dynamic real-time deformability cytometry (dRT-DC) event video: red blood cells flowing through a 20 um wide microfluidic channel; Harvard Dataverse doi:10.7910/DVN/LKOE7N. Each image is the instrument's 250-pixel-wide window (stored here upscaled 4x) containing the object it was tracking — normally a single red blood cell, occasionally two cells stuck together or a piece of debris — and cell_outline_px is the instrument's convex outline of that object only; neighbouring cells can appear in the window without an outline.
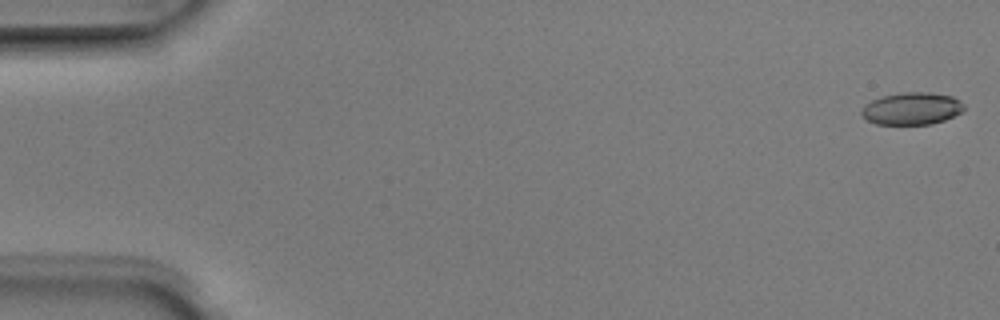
{"species": "Egyptian fruit bat (a non-hibernating species)", "species_latin": "Rousettus aegyptiacus", "temperature_condition": "room temperature", "stored_images_in_passage": 7, "camera_frame_rate_fps": 3000, "um_per_image_px": 0.085, "animal": {"sex": "male"}, "frame": {"image": 1, "passage_image": 1, "time_ms": 0.0, "image_size_px": [1000, 320], "cell_outline_px": [[964, 108], [960, 112], [944, 120], [932, 124], [876, 124], [868, 120], [860, 112], [864, 104], [872, 100], [884, 96], [900, 92], [928, 92], [952, 96], [960, 100], [964, 104]], "centroid_in_image_um": [77.5, 9.22], "position_along_channel_um": 7.5, "area_um2": 19.19}}
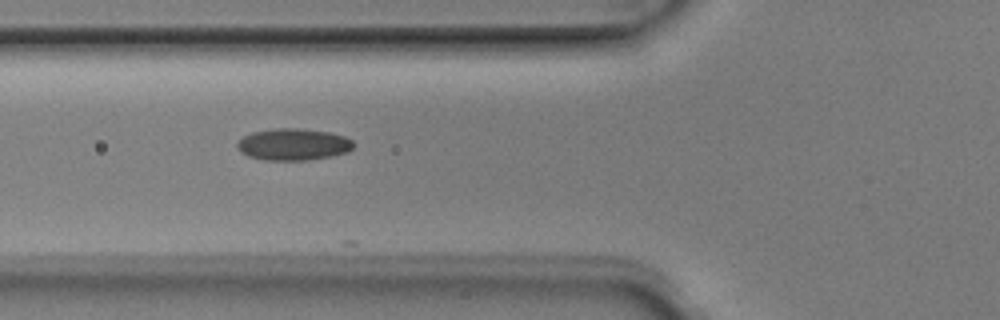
{"frame": {"image": 2, "passage_image": 5, "time_ms": 1.333, "image_size_px": [1000, 320], "cell_outline_px": [[356, 144], [348, 152], [332, 156], [308, 160], [264, 160], [248, 156], [240, 152], [236, 148], [236, 144], [244, 136], [252, 132], [272, 128], [296, 128], [328, 132], [344, 136], [352, 140]], "centroid_in_image_um": [24.92, 12.28], "position_along_channel_um": 100.9, "area_um2": 21.68}}
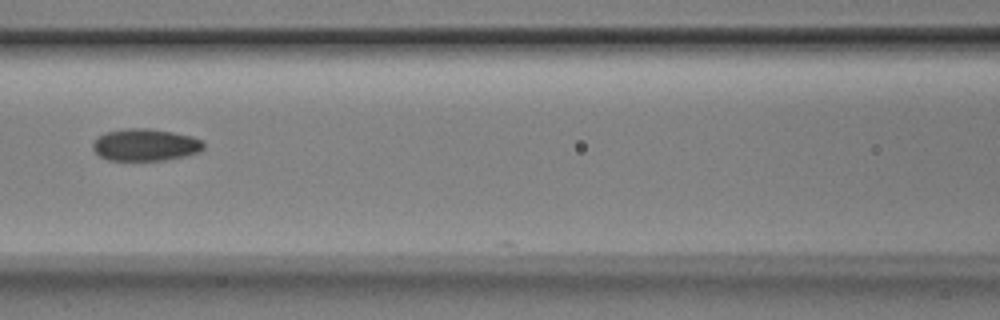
{"frame": {"image": 3, "passage_image": 6, "time_ms": 1.667, "image_size_px": [1000, 320], "cell_outline_px": [[204, 148], [200, 152], [184, 156], [164, 160], [108, 160], [100, 156], [92, 148], [92, 144], [96, 136], [104, 132], [124, 128], [148, 128], [172, 132], [192, 136], [200, 140], [204, 144]], "centroid_in_image_um": [12.32, 12.3], "position_along_channel_um": 154.3, "area_um2": 20.87}}